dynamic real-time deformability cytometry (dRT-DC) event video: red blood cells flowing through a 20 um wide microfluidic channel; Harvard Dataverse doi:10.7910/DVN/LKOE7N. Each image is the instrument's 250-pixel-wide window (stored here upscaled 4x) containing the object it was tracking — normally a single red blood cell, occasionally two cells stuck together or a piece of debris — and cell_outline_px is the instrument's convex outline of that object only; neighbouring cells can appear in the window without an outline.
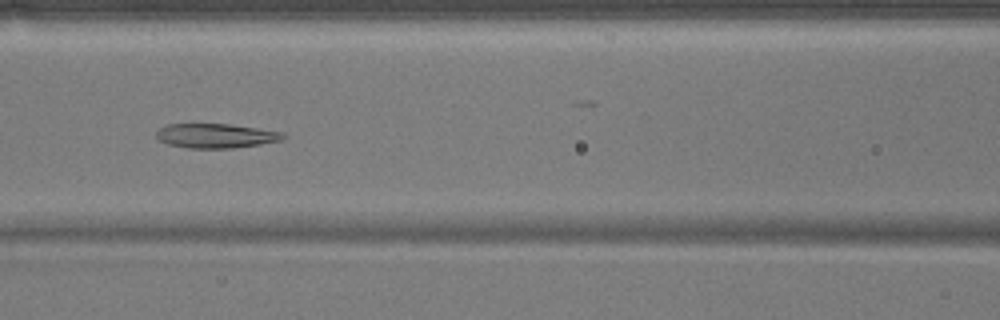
{"species": "common noctule bat (a hibernating species)", "species_latin": "Nyctalus noctula", "temperature_condition": "warm", "stored_images_in_passage": 38, "camera_frame_rate_fps": 3000, "um_per_image_px": 0.085, "animal": {"sex": "male", "body_mass_g": 17.9}, "frame": {"image": 1, "passage_image": 8, "time_ms": 2.333, "image_size_px": [1000, 320], "cell_outline_px": [[288, 136], [284, 140], [260, 144], [232, 148], [188, 148], [168, 144], [160, 140], [156, 136], [156, 132], [160, 128], [168, 124], [232, 124], [284, 132]], "centroid_in_image_um": [18.41, 11.54], "position_along_channel_um": 148.2, "area_um2": 18.15}}
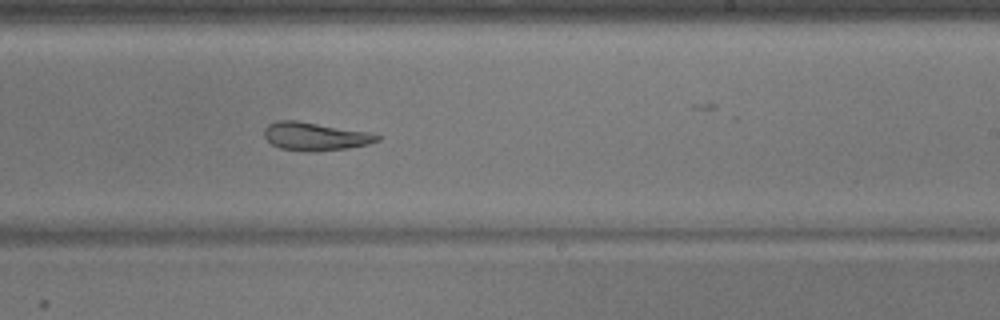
{"frame": {"image": 2, "passage_image": 17, "time_ms": 5.333, "image_size_px": [1000, 320], "cell_outline_px": [[380, 140], [368, 144], [344, 148], [280, 148], [272, 144], [264, 136], [264, 128], [268, 124], [276, 120], [296, 120], [372, 132], [380, 136]], "centroid_in_image_um": [26.79, 11.52], "position_along_channel_um": 262.2, "area_um2": 17.63}}
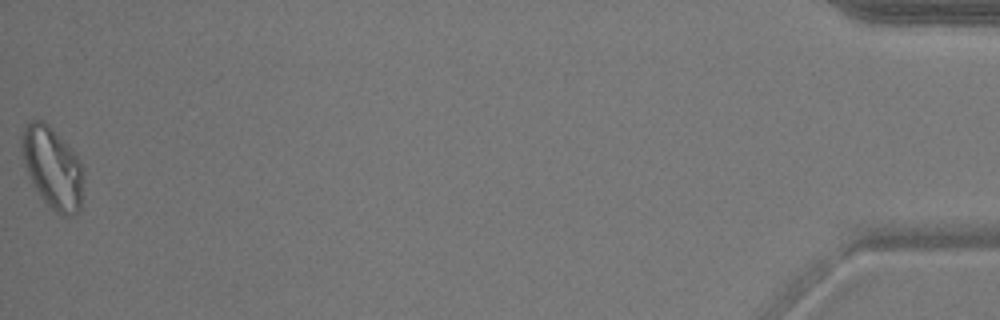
{"frame": {"image": 3, "passage_image": 38, "time_ms": 12.333, "image_size_px": [1000, 320], "cell_outline_px": [[84, 168], [80, 208], [76, 212], [68, 216], [64, 216], [56, 212], [40, 196], [32, 184], [24, 164], [20, 140], [20, 136], [24, 124], [32, 120], [44, 120], [52, 128], [76, 156]], "centroid_in_image_um": [4.43, 14.23], "position_along_channel_um": 430.8, "area_um2": 29.13}, "authors_computed_cell_mechanics": {"area_um2": 19.5653, "velocity_mm_per_s": 3.8116, "shape_relaxation_time_tau1_ms": null, "shape_relaxation_time_tau2_ms": 4.7603, "deformation_change_tau1": null, "deformation_change_tau2": 0.1371}}